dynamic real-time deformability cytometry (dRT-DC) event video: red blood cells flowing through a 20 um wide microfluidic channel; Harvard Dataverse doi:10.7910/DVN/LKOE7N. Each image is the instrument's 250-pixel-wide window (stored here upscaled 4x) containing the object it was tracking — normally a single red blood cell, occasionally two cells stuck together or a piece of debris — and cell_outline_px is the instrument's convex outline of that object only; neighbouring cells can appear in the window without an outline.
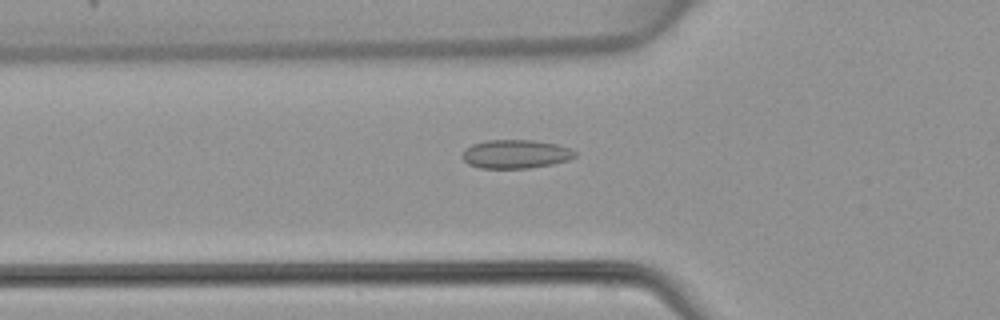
{"species": "common noctule bat (a hibernating species)", "species_latin": "Nyctalus noctula", "temperature_condition": "warm", "stored_images_in_passage": 38, "camera_frame_rate_fps": 3000, "um_per_image_px": 0.085, "animal": {"sex": "female", "body_mass_g": 22.7, "forearm_length_mm": 54.2}, "frame": {"image": 1, "passage_image": 7, "time_ms": 2.0, "image_size_px": [1000, 320], "cell_outline_px": [[576, 156], [568, 160], [552, 164], [528, 168], [480, 168], [468, 164], [460, 156], [464, 148], [472, 144], [488, 140], [532, 140], [556, 144], [572, 148], [576, 152]], "centroid_in_image_um": [43.81, 13.09], "position_along_channel_um": 82.0, "area_um2": 18.96}}
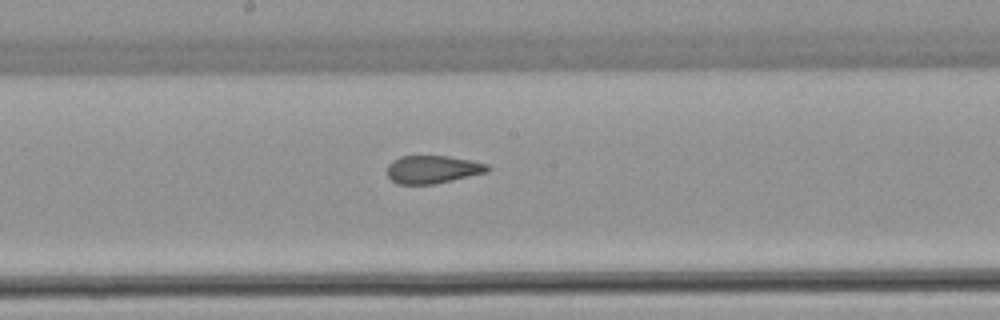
{"frame": {"image": 2, "passage_image": 16, "time_ms": 5.0, "image_size_px": [1000, 320], "cell_outline_px": [[492, 168], [488, 172], [436, 184], [396, 184], [388, 176], [388, 164], [392, 160], [400, 156], [448, 156], [488, 164]], "centroid_in_image_um": [36.79, 14.4], "position_along_channel_um": 211.4, "area_um2": 16.42}}
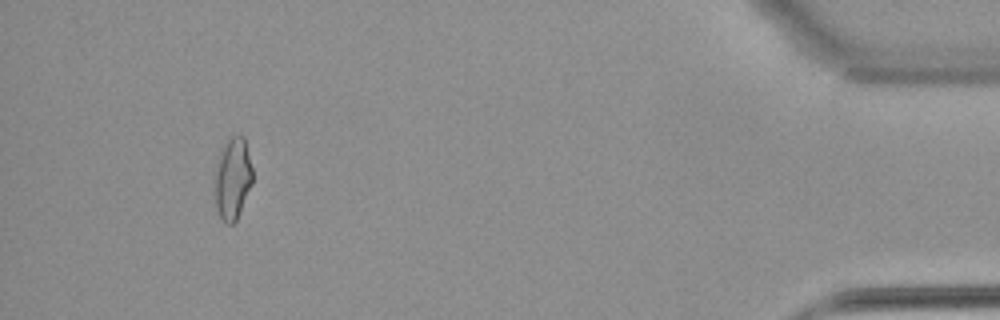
{"frame": {"image": 3, "passage_image": 35, "time_ms": 11.333, "image_size_px": [1000, 320], "cell_outline_px": [[252, 184], [236, 220], [232, 224], [224, 224], [216, 208], [216, 168], [224, 144], [232, 136], [240, 132], [244, 136], [252, 168]], "centroid_in_image_um": [19.8, 15.17], "position_along_channel_um": 415.4, "area_um2": 17.69}}